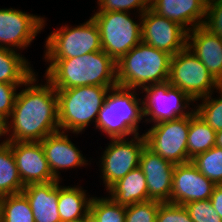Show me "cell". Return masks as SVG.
Instances as JSON below:
<instances>
[{
	"mask_svg": "<svg viewBox=\"0 0 222 222\" xmlns=\"http://www.w3.org/2000/svg\"><path fill=\"white\" fill-rule=\"evenodd\" d=\"M44 20L15 9H0V42L24 48L43 27Z\"/></svg>",
	"mask_w": 222,
	"mask_h": 222,
	"instance_id": "cell-16",
	"label": "cell"
},
{
	"mask_svg": "<svg viewBox=\"0 0 222 222\" xmlns=\"http://www.w3.org/2000/svg\"><path fill=\"white\" fill-rule=\"evenodd\" d=\"M150 9L183 27L193 23L196 28L204 23L207 0H150Z\"/></svg>",
	"mask_w": 222,
	"mask_h": 222,
	"instance_id": "cell-19",
	"label": "cell"
},
{
	"mask_svg": "<svg viewBox=\"0 0 222 222\" xmlns=\"http://www.w3.org/2000/svg\"><path fill=\"white\" fill-rule=\"evenodd\" d=\"M116 86H79L56 89L59 128L79 133L91 119L98 117L107 93ZM111 88V89H110Z\"/></svg>",
	"mask_w": 222,
	"mask_h": 222,
	"instance_id": "cell-4",
	"label": "cell"
},
{
	"mask_svg": "<svg viewBox=\"0 0 222 222\" xmlns=\"http://www.w3.org/2000/svg\"><path fill=\"white\" fill-rule=\"evenodd\" d=\"M100 31L102 50L115 62L142 41V25L121 11H98L92 16Z\"/></svg>",
	"mask_w": 222,
	"mask_h": 222,
	"instance_id": "cell-6",
	"label": "cell"
},
{
	"mask_svg": "<svg viewBox=\"0 0 222 222\" xmlns=\"http://www.w3.org/2000/svg\"><path fill=\"white\" fill-rule=\"evenodd\" d=\"M171 55L143 41L116 62V80L120 87H136L169 81ZM151 82V84H150Z\"/></svg>",
	"mask_w": 222,
	"mask_h": 222,
	"instance_id": "cell-3",
	"label": "cell"
},
{
	"mask_svg": "<svg viewBox=\"0 0 222 222\" xmlns=\"http://www.w3.org/2000/svg\"><path fill=\"white\" fill-rule=\"evenodd\" d=\"M169 82L193 100L208 96L213 86H222L188 47L171 56Z\"/></svg>",
	"mask_w": 222,
	"mask_h": 222,
	"instance_id": "cell-7",
	"label": "cell"
},
{
	"mask_svg": "<svg viewBox=\"0 0 222 222\" xmlns=\"http://www.w3.org/2000/svg\"><path fill=\"white\" fill-rule=\"evenodd\" d=\"M137 142L124 138H112L111 144L102 157V173L104 183L109 189L118 180L139 166L142 150L146 146L144 135L134 137Z\"/></svg>",
	"mask_w": 222,
	"mask_h": 222,
	"instance_id": "cell-11",
	"label": "cell"
},
{
	"mask_svg": "<svg viewBox=\"0 0 222 222\" xmlns=\"http://www.w3.org/2000/svg\"><path fill=\"white\" fill-rule=\"evenodd\" d=\"M100 11H121L126 12L128 9L139 8L141 14L150 8V0H98Z\"/></svg>",
	"mask_w": 222,
	"mask_h": 222,
	"instance_id": "cell-35",
	"label": "cell"
},
{
	"mask_svg": "<svg viewBox=\"0 0 222 222\" xmlns=\"http://www.w3.org/2000/svg\"><path fill=\"white\" fill-rule=\"evenodd\" d=\"M33 75L23 57L11 48L0 44V82L26 83Z\"/></svg>",
	"mask_w": 222,
	"mask_h": 222,
	"instance_id": "cell-22",
	"label": "cell"
},
{
	"mask_svg": "<svg viewBox=\"0 0 222 222\" xmlns=\"http://www.w3.org/2000/svg\"><path fill=\"white\" fill-rule=\"evenodd\" d=\"M215 184L189 161L174 167L170 203L186 205L189 202L210 199Z\"/></svg>",
	"mask_w": 222,
	"mask_h": 222,
	"instance_id": "cell-13",
	"label": "cell"
},
{
	"mask_svg": "<svg viewBox=\"0 0 222 222\" xmlns=\"http://www.w3.org/2000/svg\"><path fill=\"white\" fill-rule=\"evenodd\" d=\"M142 41L171 56L187 47L189 28L159 16L150 8L141 14Z\"/></svg>",
	"mask_w": 222,
	"mask_h": 222,
	"instance_id": "cell-10",
	"label": "cell"
},
{
	"mask_svg": "<svg viewBox=\"0 0 222 222\" xmlns=\"http://www.w3.org/2000/svg\"><path fill=\"white\" fill-rule=\"evenodd\" d=\"M161 203L156 200H149L126 206L125 222H156Z\"/></svg>",
	"mask_w": 222,
	"mask_h": 222,
	"instance_id": "cell-30",
	"label": "cell"
},
{
	"mask_svg": "<svg viewBox=\"0 0 222 222\" xmlns=\"http://www.w3.org/2000/svg\"><path fill=\"white\" fill-rule=\"evenodd\" d=\"M111 90L115 92L106 96L95 118L96 128L107 133L111 139L138 134L137 124L144 116V108L138 106V99L131 89L116 86Z\"/></svg>",
	"mask_w": 222,
	"mask_h": 222,
	"instance_id": "cell-5",
	"label": "cell"
},
{
	"mask_svg": "<svg viewBox=\"0 0 222 222\" xmlns=\"http://www.w3.org/2000/svg\"><path fill=\"white\" fill-rule=\"evenodd\" d=\"M192 31L190 36L189 32ZM188 49L204 64L212 76L222 85V39L203 25L188 30Z\"/></svg>",
	"mask_w": 222,
	"mask_h": 222,
	"instance_id": "cell-17",
	"label": "cell"
},
{
	"mask_svg": "<svg viewBox=\"0 0 222 222\" xmlns=\"http://www.w3.org/2000/svg\"><path fill=\"white\" fill-rule=\"evenodd\" d=\"M0 222H34L32 209L23 192L0 197Z\"/></svg>",
	"mask_w": 222,
	"mask_h": 222,
	"instance_id": "cell-26",
	"label": "cell"
},
{
	"mask_svg": "<svg viewBox=\"0 0 222 222\" xmlns=\"http://www.w3.org/2000/svg\"><path fill=\"white\" fill-rule=\"evenodd\" d=\"M59 180L25 185L22 192L28 199L34 222H61L58 213Z\"/></svg>",
	"mask_w": 222,
	"mask_h": 222,
	"instance_id": "cell-18",
	"label": "cell"
},
{
	"mask_svg": "<svg viewBox=\"0 0 222 222\" xmlns=\"http://www.w3.org/2000/svg\"><path fill=\"white\" fill-rule=\"evenodd\" d=\"M17 93L11 112L10 142H38L59 131L58 96L50 82Z\"/></svg>",
	"mask_w": 222,
	"mask_h": 222,
	"instance_id": "cell-1",
	"label": "cell"
},
{
	"mask_svg": "<svg viewBox=\"0 0 222 222\" xmlns=\"http://www.w3.org/2000/svg\"><path fill=\"white\" fill-rule=\"evenodd\" d=\"M139 167L146 177L148 201L170 203L175 165L145 146L141 153Z\"/></svg>",
	"mask_w": 222,
	"mask_h": 222,
	"instance_id": "cell-15",
	"label": "cell"
},
{
	"mask_svg": "<svg viewBox=\"0 0 222 222\" xmlns=\"http://www.w3.org/2000/svg\"><path fill=\"white\" fill-rule=\"evenodd\" d=\"M216 131L213 130L195 110L190 114V124L187 139L188 157L194 158L196 155L206 152L215 146Z\"/></svg>",
	"mask_w": 222,
	"mask_h": 222,
	"instance_id": "cell-25",
	"label": "cell"
},
{
	"mask_svg": "<svg viewBox=\"0 0 222 222\" xmlns=\"http://www.w3.org/2000/svg\"><path fill=\"white\" fill-rule=\"evenodd\" d=\"M81 222H98L96 217L89 211L82 219Z\"/></svg>",
	"mask_w": 222,
	"mask_h": 222,
	"instance_id": "cell-38",
	"label": "cell"
},
{
	"mask_svg": "<svg viewBox=\"0 0 222 222\" xmlns=\"http://www.w3.org/2000/svg\"><path fill=\"white\" fill-rule=\"evenodd\" d=\"M85 195L84 191L79 188L59 187L57 207L61 222L82 219L90 211L92 198L86 201Z\"/></svg>",
	"mask_w": 222,
	"mask_h": 222,
	"instance_id": "cell-24",
	"label": "cell"
},
{
	"mask_svg": "<svg viewBox=\"0 0 222 222\" xmlns=\"http://www.w3.org/2000/svg\"><path fill=\"white\" fill-rule=\"evenodd\" d=\"M11 150L24 185L57 180L49 167L41 142H11Z\"/></svg>",
	"mask_w": 222,
	"mask_h": 222,
	"instance_id": "cell-14",
	"label": "cell"
},
{
	"mask_svg": "<svg viewBox=\"0 0 222 222\" xmlns=\"http://www.w3.org/2000/svg\"><path fill=\"white\" fill-rule=\"evenodd\" d=\"M215 146L222 148V130L216 131Z\"/></svg>",
	"mask_w": 222,
	"mask_h": 222,
	"instance_id": "cell-39",
	"label": "cell"
},
{
	"mask_svg": "<svg viewBox=\"0 0 222 222\" xmlns=\"http://www.w3.org/2000/svg\"><path fill=\"white\" fill-rule=\"evenodd\" d=\"M209 200L211 201L213 208L222 219V184L215 185Z\"/></svg>",
	"mask_w": 222,
	"mask_h": 222,
	"instance_id": "cell-36",
	"label": "cell"
},
{
	"mask_svg": "<svg viewBox=\"0 0 222 222\" xmlns=\"http://www.w3.org/2000/svg\"><path fill=\"white\" fill-rule=\"evenodd\" d=\"M108 190L111 192V199L123 206L148 201L146 177L139 166L118 180Z\"/></svg>",
	"mask_w": 222,
	"mask_h": 222,
	"instance_id": "cell-21",
	"label": "cell"
},
{
	"mask_svg": "<svg viewBox=\"0 0 222 222\" xmlns=\"http://www.w3.org/2000/svg\"><path fill=\"white\" fill-rule=\"evenodd\" d=\"M206 15L203 26L222 39V0L207 1Z\"/></svg>",
	"mask_w": 222,
	"mask_h": 222,
	"instance_id": "cell-34",
	"label": "cell"
},
{
	"mask_svg": "<svg viewBox=\"0 0 222 222\" xmlns=\"http://www.w3.org/2000/svg\"><path fill=\"white\" fill-rule=\"evenodd\" d=\"M46 49L47 59L75 58L100 51L102 48L98 25L91 17L78 27H62L48 37Z\"/></svg>",
	"mask_w": 222,
	"mask_h": 222,
	"instance_id": "cell-8",
	"label": "cell"
},
{
	"mask_svg": "<svg viewBox=\"0 0 222 222\" xmlns=\"http://www.w3.org/2000/svg\"><path fill=\"white\" fill-rule=\"evenodd\" d=\"M189 124L190 114L156 123L144 135L146 146L174 165L191 161L187 150Z\"/></svg>",
	"mask_w": 222,
	"mask_h": 222,
	"instance_id": "cell-9",
	"label": "cell"
},
{
	"mask_svg": "<svg viewBox=\"0 0 222 222\" xmlns=\"http://www.w3.org/2000/svg\"><path fill=\"white\" fill-rule=\"evenodd\" d=\"M184 207L193 222H222L209 199L189 202Z\"/></svg>",
	"mask_w": 222,
	"mask_h": 222,
	"instance_id": "cell-31",
	"label": "cell"
},
{
	"mask_svg": "<svg viewBox=\"0 0 222 222\" xmlns=\"http://www.w3.org/2000/svg\"><path fill=\"white\" fill-rule=\"evenodd\" d=\"M35 75H33L26 83H3L0 82V116L8 119L14 107L17 94L16 87L19 84L29 85L35 82Z\"/></svg>",
	"mask_w": 222,
	"mask_h": 222,
	"instance_id": "cell-32",
	"label": "cell"
},
{
	"mask_svg": "<svg viewBox=\"0 0 222 222\" xmlns=\"http://www.w3.org/2000/svg\"><path fill=\"white\" fill-rule=\"evenodd\" d=\"M65 222H81V219L72 220V221H65Z\"/></svg>",
	"mask_w": 222,
	"mask_h": 222,
	"instance_id": "cell-40",
	"label": "cell"
},
{
	"mask_svg": "<svg viewBox=\"0 0 222 222\" xmlns=\"http://www.w3.org/2000/svg\"><path fill=\"white\" fill-rule=\"evenodd\" d=\"M156 222H193L184 205L164 202L159 205Z\"/></svg>",
	"mask_w": 222,
	"mask_h": 222,
	"instance_id": "cell-33",
	"label": "cell"
},
{
	"mask_svg": "<svg viewBox=\"0 0 222 222\" xmlns=\"http://www.w3.org/2000/svg\"><path fill=\"white\" fill-rule=\"evenodd\" d=\"M9 131L7 119L0 116V136L6 134Z\"/></svg>",
	"mask_w": 222,
	"mask_h": 222,
	"instance_id": "cell-37",
	"label": "cell"
},
{
	"mask_svg": "<svg viewBox=\"0 0 222 222\" xmlns=\"http://www.w3.org/2000/svg\"><path fill=\"white\" fill-rule=\"evenodd\" d=\"M24 187L8 139L0 144V197L20 193Z\"/></svg>",
	"mask_w": 222,
	"mask_h": 222,
	"instance_id": "cell-23",
	"label": "cell"
},
{
	"mask_svg": "<svg viewBox=\"0 0 222 222\" xmlns=\"http://www.w3.org/2000/svg\"><path fill=\"white\" fill-rule=\"evenodd\" d=\"M195 167L215 185L222 184V148L214 146L191 159Z\"/></svg>",
	"mask_w": 222,
	"mask_h": 222,
	"instance_id": "cell-27",
	"label": "cell"
},
{
	"mask_svg": "<svg viewBox=\"0 0 222 222\" xmlns=\"http://www.w3.org/2000/svg\"><path fill=\"white\" fill-rule=\"evenodd\" d=\"M147 96L146 102H142L144 116L151 115L155 123L174 120L185 117L191 113H184L182 108L188 106L181 105L183 101H194L179 88L170 85L169 81L157 83L144 87Z\"/></svg>",
	"mask_w": 222,
	"mask_h": 222,
	"instance_id": "cell-12",
	"label": "cell"
},
{
	"mask_svg": "<svg viewBox=\"0 0 222 222\" xmlns=\"http://www.w3.org/2000/svg\"><path fill=\"white\" fill-rule=\"evenodd\" d=\"M64 131L56 132L45 137L41 142L47 162L53 176L58 180V169L81 166L85 160L68 139Z\"/></svg>",
	"mask_w": 222,
	"mask_h": 222,
	"instance_id": "cell-20",
	"label": "cell"
},
{
	"mask_svg": "<svg viewBox=\"0 0 222 222\" xmlns=\"http://www.w3.org/2000/svg\"><path fill=\"white\" fill-rule=\"evenodd\" d=\"M46 79L55 89L79 86H118L116 62L103 50L75 58L48 59Z\"/></svg>",
	"mask_w": 222,
	"mask_h": 222,
	"instance_id": "cell-2",
	"label": "cell"
},
{
	"mask_svg": "<svg viewBox=\"0 0 222 222\" xmlns=\"http://www.w3.org/2000/svg\"><path fill=\"white\" fill-rule=\"evenodd\" d=\"M89 210L98 222H125L126 206L116 203L111 198H92Z\"/></svg>",
	"mask_w": 222,
	"mask_h": 222,
	"instance_id": "cell-28",
	"label": "cell"
},
{
	"mask_svg": "<svg viewBox=\"0 0 222 222\" xmlns=\"http://www.w3.org/2000/svg\"><path fill=\"white\" fill-rule=\"evenodd\" d=\"M218 90L222 94V86ZM210 97V95L203 97L205 99L203 104L195 112L213 130L219 131L222 130V95L220 99L216 100H210Z\"/></svg>",
	"mask_w": 222,
	"mask_h": 222,
	"instance_id": "cell-29",
	"label": "cell"
}]
</instances>
